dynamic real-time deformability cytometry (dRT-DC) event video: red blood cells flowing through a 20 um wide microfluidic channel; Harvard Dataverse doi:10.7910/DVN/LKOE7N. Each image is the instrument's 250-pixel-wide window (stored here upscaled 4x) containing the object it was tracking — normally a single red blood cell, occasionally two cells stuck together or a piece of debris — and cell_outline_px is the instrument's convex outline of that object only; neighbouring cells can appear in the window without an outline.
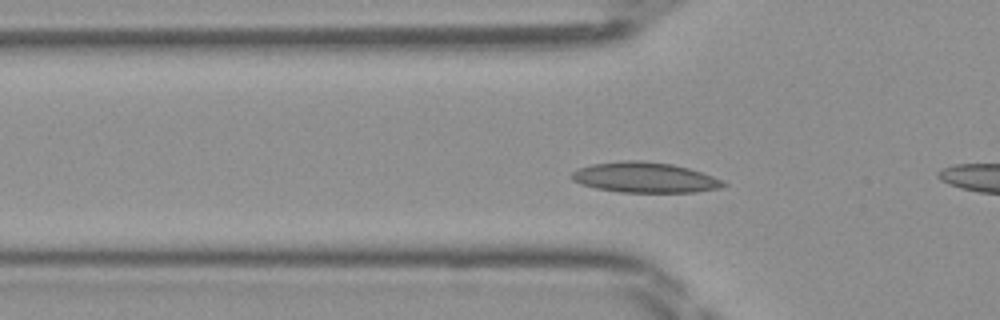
{"species": "Egyptian fruit bat (a non-hibernating species)", "species_latin": "Rousettus aegyptiacus", "temperature_condition": "room temperature", "stored_images_in_passage": 44, "camera_frame_rate_fps": 3000, "um_per_image_px": 0.085, "frame": {"image": 1, "passage_image": 11, "time_ms": 3.333, "image_size_px": [1000, 320], "cell_outline_px": [[728, 184], [716, 188], [696, 192], [620, 192], [596, 188], [580, 184], [572, 180], [568, 176], [576, 168], [592, 164], [620, 160], [640, 160], [672, 164], [688, 168], [712, 176]], "centroid_in_image_um": [54.71, 15.08], "position_along_channel_um": 71.1, "area_um2": 26.82}}
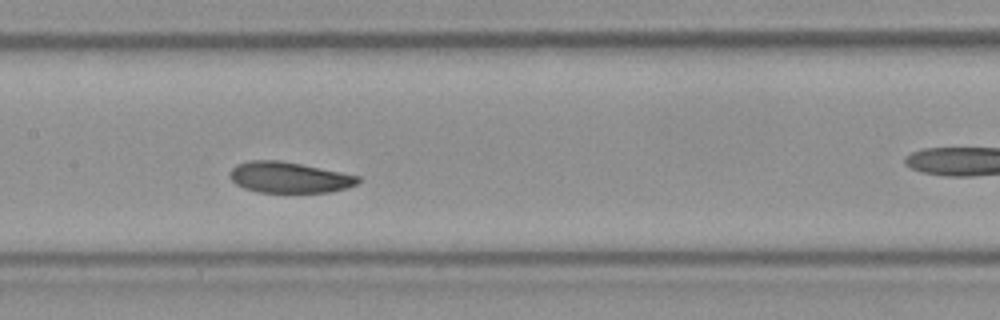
{"frame": {"image": 2, "passage_image": 19, "time_ms": 6.0, "image_size_px": [1000, 320], "cell_outline_px": [[360, 180], [356, 184], [348, 188], [332, 192], [260, 192], [244, 188], [236, 184], [228, 176], [228, 172], [236, 164], [248, 160], [280, 160], [360, 176]], "centroid_in_image_um": [24.54, 15.08], "position_along_channel_um": 182.9, "area_um2": 23.12}}
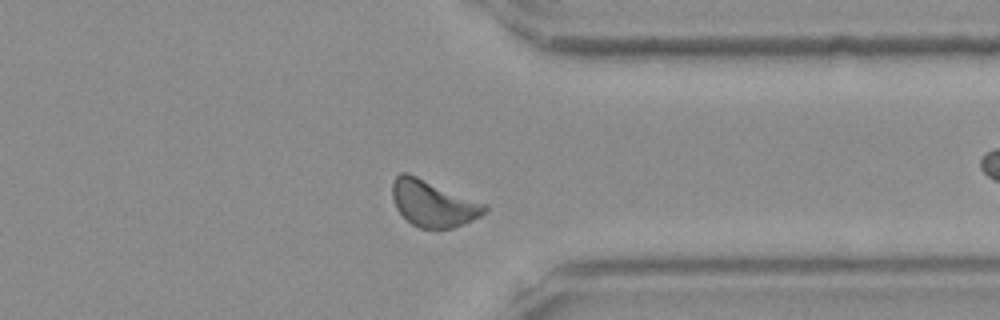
{"frame": {"image": 3, "passage_image": 33, "time_ms": 10.667, "image_size_px": [1000, 320], "cell_outline_px": [[488, 208], [480, 216], [464, 224], [452, 228], [420, 228], [412, 224], [396, 208], [392, 196], [392, 180], [400, 172], [408, 172], [488, 204]], "centroid_in_image_um": [36.82, 17.26], "position_along_channel_um": 374.6, "area_um2": 25.09}}